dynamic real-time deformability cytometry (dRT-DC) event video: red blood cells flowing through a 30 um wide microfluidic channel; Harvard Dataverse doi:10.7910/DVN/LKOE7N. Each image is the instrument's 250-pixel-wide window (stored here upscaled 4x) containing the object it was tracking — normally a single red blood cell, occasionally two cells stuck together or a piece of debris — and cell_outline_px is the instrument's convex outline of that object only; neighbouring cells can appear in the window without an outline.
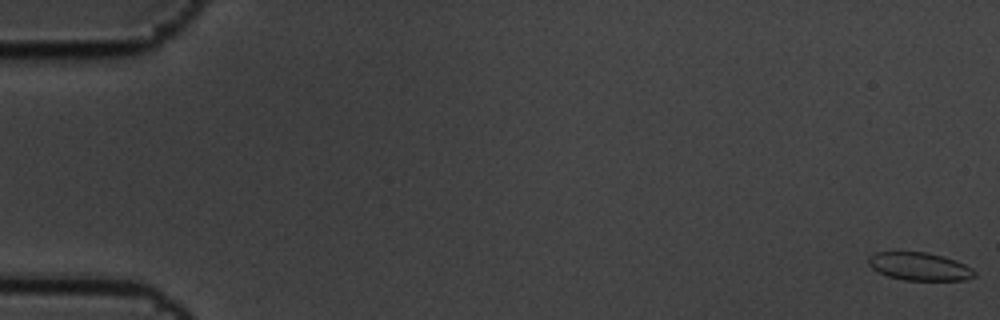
{"species": "common noctule bat (a hibernating species)", "species_latin": "Nyctalus noctula", "temperature_condition": "cold", "stored_images_in_passage": 6, "camera_frame_rate_fps": 3000, "um_per_image_px": 0.085, "animal": {"sex": "male", "body_mass_g": 19.5, "forearm_length_mm": 54.6}, "frame": {"image": 1, "passage_image": 1, "time_ms": 0.0, "image_size_px": [1000, 320], "cell_outline_px": [[976, 276], [964, 280], [904, 280], [888, 276], [872, 268], [868, 264], [868, 256], [876, 252], [928, 252], [956, 260], [972, 268], [976, 272]], "centroid_in_image_um": [78.17, 22.65], "position_along_channel_um": 6.8, "area_um2": 17.28}}
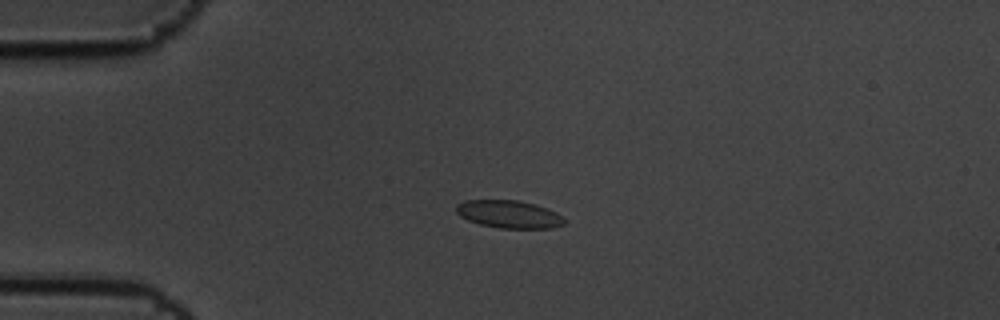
{"frame": {"image": 2, "passage_image": 5, "time_ms": 1.333, "image_size_px": [1000, 320], "cell_outline_px": [[568, 220], [564, 224], [552, 228], [500, 228], [480, 224], [468, 220], [460, 216], [456, 212], [456, 204], [464, 200], [516, 200], [536, 204], [548, 208], [564, 216]], "centroid_in_image_um": [43.3, 18.2], "position_along_channel_um": 41.7, "area_um2": 17.69}}